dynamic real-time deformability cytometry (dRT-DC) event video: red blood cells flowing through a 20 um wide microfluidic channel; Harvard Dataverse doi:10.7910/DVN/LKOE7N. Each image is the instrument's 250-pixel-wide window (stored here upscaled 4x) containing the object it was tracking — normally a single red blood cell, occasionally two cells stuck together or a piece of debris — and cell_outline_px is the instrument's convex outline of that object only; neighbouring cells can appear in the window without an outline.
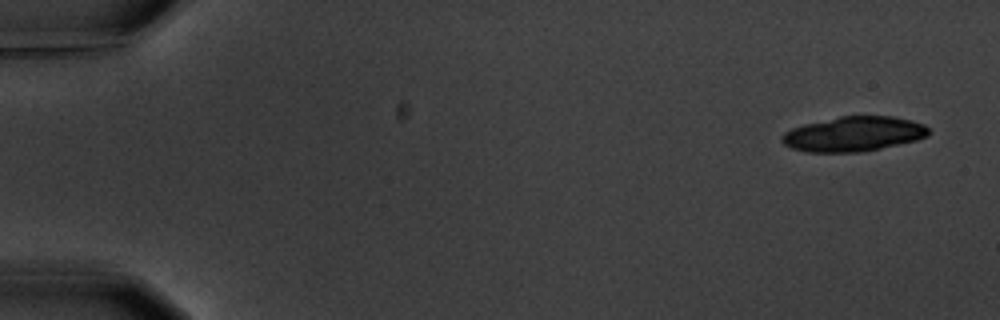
{"species": "common noctule bat (a hibernating species)", "species_latin": "Nyctalus noctula", "temperature_condition": "warm", "stored_images_in_passage": 5, "camera_frame_rate_fps": 3000, "um_per_image_px": 0.085, "animal": {"sex": "male", "body_mass_g": 20.1, "forearm_length_mm": 53.5}, "frame": {"image": 1, "passage_image": 1, "time_ms": 0.0, "image_size_px": [1000, 320], "cell_outline_px": [[928, 136], [916, 140], [880, 148], [860, 152], [808, 152], [792, 148], [784, 144], [780, 140], [780, 136], [784, 132], [792, 128], [804, 124], [840, 116], [892, 116], [912, 120], [924, 124], [928, 128]], "centroid_in_image_um": [72.54, 11.38], "position_along_channel_um": 12.5, "area_um2": 29.71}}